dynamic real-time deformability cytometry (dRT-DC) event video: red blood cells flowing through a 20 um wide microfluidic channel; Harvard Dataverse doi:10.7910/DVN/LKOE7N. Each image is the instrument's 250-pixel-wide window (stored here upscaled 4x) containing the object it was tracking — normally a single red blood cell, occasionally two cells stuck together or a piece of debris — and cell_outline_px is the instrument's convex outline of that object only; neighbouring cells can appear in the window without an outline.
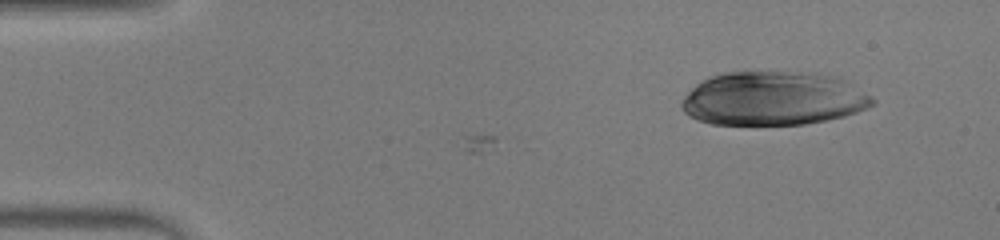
{"species": "human", "species_latin": "Homo sapiens", "temperature_condition": "warm", "stored_images_in_passage": 3, "camera_frame_rate_fps": 3000, "um_per_image_px": 0.085, "donor": {"sex": "male"}, "frame": {"image": 1, "passage_image": 1, "time_ms": 0.0, "image_size_px": [1000, 240], "cell_outline_px": [[876, 104], [856, 112], [844, 116], [804, 124], [712, 124], [696, 120], [688, 116], [684, 112], [680, 104], [680, 100], [696, 84], [708, 76], [724, 72], [816, 72], [840, 76], [872, 96], [876, 100]], "centroid_in_image_um": [65.73, 8.36], "position_along_channel_um": 19.3, "area_um2": 60.4}}